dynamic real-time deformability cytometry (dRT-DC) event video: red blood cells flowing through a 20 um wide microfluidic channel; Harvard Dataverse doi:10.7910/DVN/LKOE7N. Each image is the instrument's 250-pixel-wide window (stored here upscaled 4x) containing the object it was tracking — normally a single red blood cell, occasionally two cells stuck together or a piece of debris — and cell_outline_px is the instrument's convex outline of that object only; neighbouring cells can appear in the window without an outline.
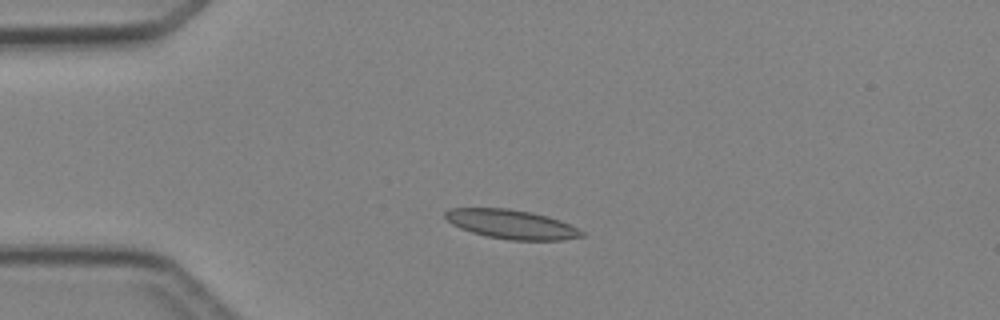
{"species": "Egyptian fruit bat (a non-hibernating species)", "species_latin": "Rousettus aegyptiacus", "temperature_condition": "cold", "stored_images_in_passage": 5, "camera_frame_rate_fps": 3000, "um_per_image_px": 0.085, "animal": {"sex": "female"}, "frame": {"image": 1, "passage_image": 3, "time_ms": 2.333, "image_size_px": [1000, 320], "cell_outline_px": [[584, 236], [564, 240], [508, 240], [488, 236], [472, 232], [460, 228], [452, 224], [444, 216], [444, 212], [452, 208], [508, 208], [532, 212], [548, 216], [560, 220], [584, 232]], "centroid_in_image_um": [43.48, 19.06], "position_along_channel_um": 41.5, "area_um2": 23.12}}
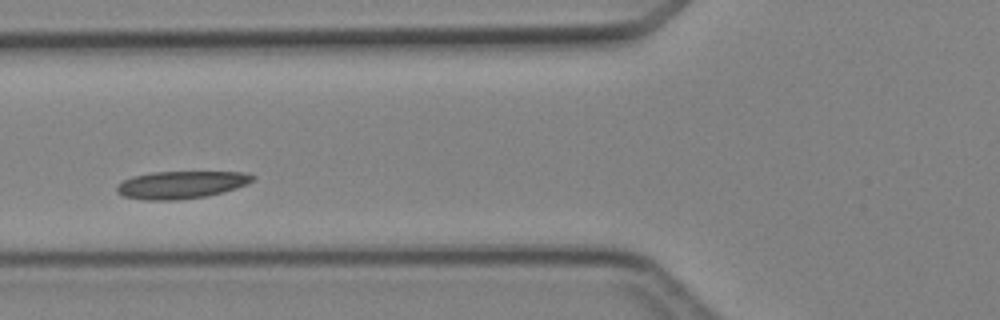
{"frame": {"image": 2, "passage_image": 5, "time_ms": 4.667, "image_size_px": [1000, 320], "cell_outline_px": [[256, 176], [248, 184], [224, 192], [208, 196], [176, 200], [144, 200], [124, 196], [116, 192], [116, 184], [132, 176], [152, 172], [244, 172]], "centroid_in_image_um": [15.38, 15.71], "position_along_channel_um": 110.4, "area_um2": 21.91}}